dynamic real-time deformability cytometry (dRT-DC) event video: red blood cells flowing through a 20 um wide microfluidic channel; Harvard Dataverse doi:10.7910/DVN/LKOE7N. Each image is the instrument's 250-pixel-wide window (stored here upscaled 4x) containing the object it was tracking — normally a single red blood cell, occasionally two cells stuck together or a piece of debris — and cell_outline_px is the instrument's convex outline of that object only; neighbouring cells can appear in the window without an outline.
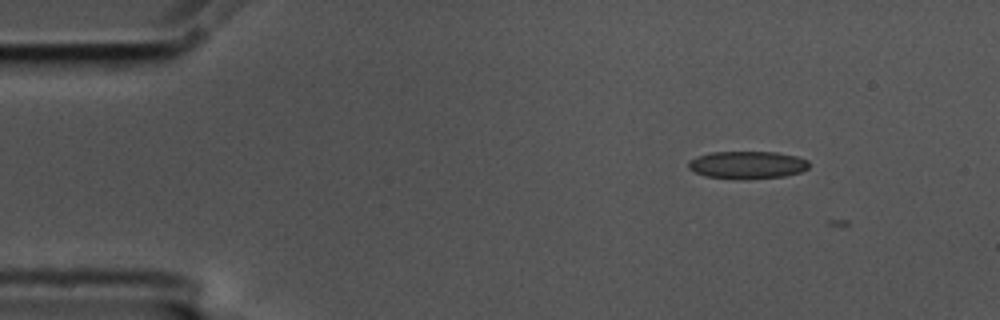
{"species": "common noctule bat (a hibernating species)", "species_latin": "Nyctalus noctula", "temperature_condition": "cold", "stored_images_in_passage": 3, "camera_frame_rate_fps": 3000, "um_per_image_px": 0.085, "animal": {"sex": "male", "body_mass_g": 17.5, "forearm_length_mm": 52.3}, "frame": {"image": 1, "passage_image": 2, "time_ms": 0.333, "image_size_px": [1000, 320], "cell_outline_px": [[808, 168], [800, 172], [784, 176], [744, 180], [740, 180], [704, 176], [688, 168], [688, 160], [696, 156], [708, 152], [776, 152], [796, 156], [808, 160]], "centroid_in_image_um": [63.48, 14.02], "position_along_channel_um": 21.5, "area_um2": 19.65}}